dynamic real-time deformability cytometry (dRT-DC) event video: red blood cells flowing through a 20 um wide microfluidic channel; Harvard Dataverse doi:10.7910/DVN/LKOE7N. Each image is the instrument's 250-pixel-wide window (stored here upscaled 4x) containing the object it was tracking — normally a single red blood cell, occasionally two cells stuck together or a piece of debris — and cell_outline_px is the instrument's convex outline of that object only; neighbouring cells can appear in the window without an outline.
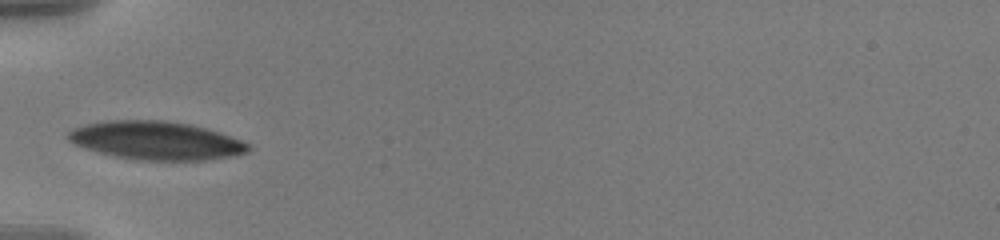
{"species": "human", "species_latin": "Homo sapiens", "temperature_condition": "warm", "stored_images_in_passage": 36, "camera_frame_rate_fps": 3000, "um_per_image_px": 0.085, "donor": {"sex": "male"}, "frame": {"image": 1, "passage_image": 1, "time_ms": 0.0, "image_size_px": [1000, 240], "cell_outline_px": [[252, 148], [248, 152], [236, 156], [204, 160], [136, 160], [116, 156], [100, 152], [76, 144], [68, 140], [64, 136], [72, 128], [88, 124], [108, 120], [164, 120], [188, 124], [204, 128], [240, 140], [248, 144]], "centroid_in_image_um": [13.26, 11.95], "position_along_channel_um": 71.7, "area_um2": 39.94}}
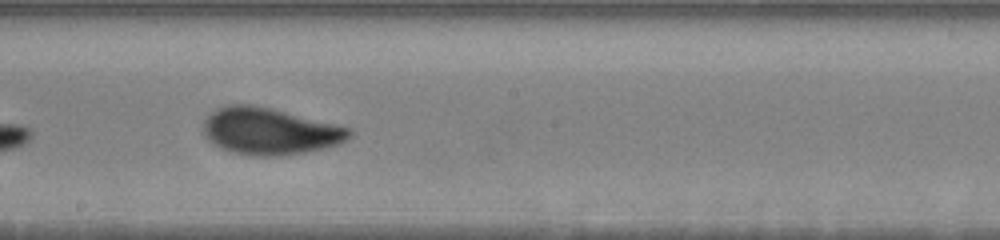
{"frame": {"image": 2, "passage_image": 14, "time_ms": 4.333, "image_size_px": [1000, 240], "cell_outline_px": [[352, 136], [348, 140], [340, 144], [324, 148], [304, 152], [280, 156], [248, 156], [232, 152], [220, 148], [212, 144], [208, 140], [204, 132], [204, 120], [216, 108], [228, 104], [252, 104], [352, 128]], "centroid_in_image_um": [22.92, 11.17], "position_along_channel_um": 225.3, "area_um2": 39.88}}
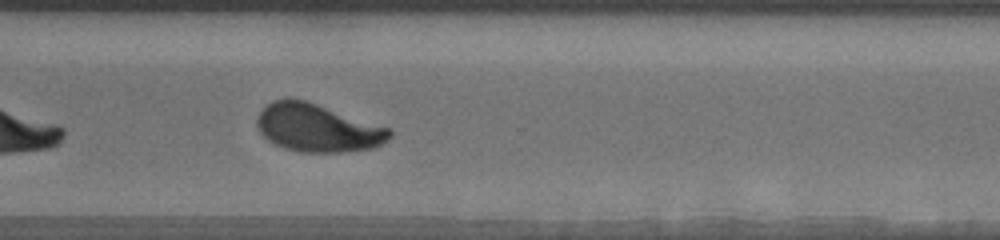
{"frame": {"image": 3, "passage_image": 24, "time_ms": 7.667, "image_size_px": [1000, 240], "cell_outline_px": [[392, 136], [388, 140], [372, 148], [344, 152], [304, 152], [284, 148], [268, 140], [260, 132], [256, 124], [256, 120], [260, 112], [272, 100], [288, 96], [308, 100], [392, 128]], "centroid_in_image_um": [27.01, 10.84], "position_along_channel_um": 343.6, "area_um2": 37.57}, "authors_computed_cell_mechanics": {"area_um2": 38.726, "velocity_mm_per_s": 3.5631, "shape_relaxation_time_tau1_ms": 2.9994, "shape_relaxation_time_tau2_ms": null, "deformation_change_tau1": 0.1532, "deformation_change_tau2": null}}